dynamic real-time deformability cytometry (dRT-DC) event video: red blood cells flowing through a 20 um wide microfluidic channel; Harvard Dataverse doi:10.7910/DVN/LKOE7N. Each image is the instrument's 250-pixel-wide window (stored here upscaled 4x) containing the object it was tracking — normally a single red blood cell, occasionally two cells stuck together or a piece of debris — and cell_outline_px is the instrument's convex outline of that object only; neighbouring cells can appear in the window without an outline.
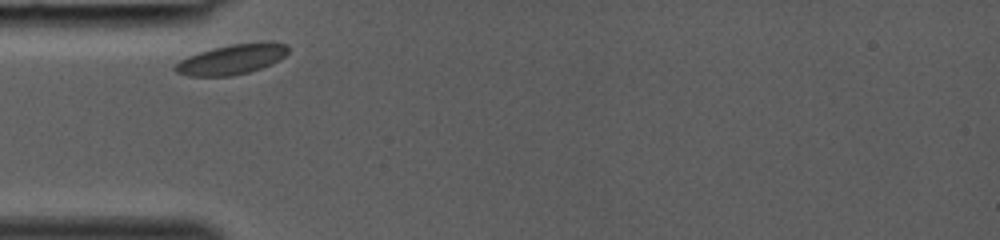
{"species": "common noctule bat (a hibernating species)", "species_latin": "Nyctalus noctula", "temperature_condition": "room temperature", "stored_images_in_passage": 24, "camera_frame_rate_fps": 3000, "um_per_image_px": 0.085, "animal": {"sex": "female", "body_mass_g": 19.0, "forearm_length_mm": 53.3}, "frame": {"image": 1, "passage_image": 1, "time_ms": 0.0, "image_size_px": [1000, 240], "cell_outline_px": [[288, 52], [280, 60], [260, 68], [248, 72], [232, 76], [188, 76], [176, 72], [172, 68], [180, 60], [188, 56], [212, 48], [232, 44], [288, 44]], "centroid_in_image_um": [19.62, 5.08], "position_along_channel_um": 65.4, "area_um2": 19.19}}
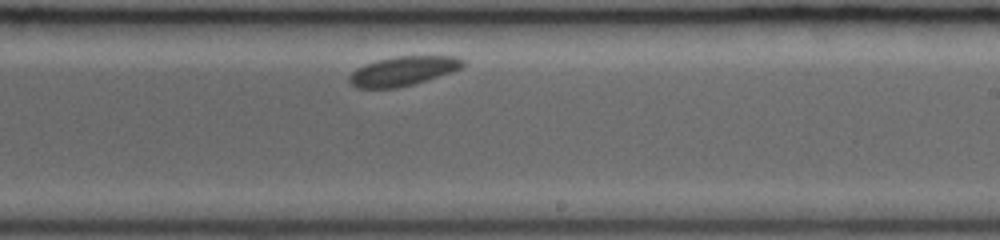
{"frame": {"image": 2, "passage_image": 14, "time_ms": 4.333, "image_size_px": [1000, 240], "cell_outline_px": [[464, 64], [460, 68], [452, 72], [428, 80], [396, 88], [356, 88], [348, 80], [348, 76], [356, 68], [364, 64], [376, 60], [392, 56], [460, 56], [464, 60]], "centroid_in_image_um": [34.25, 6.03], "position_along_channel_um": 254.8, "area_um2": 19.59}}
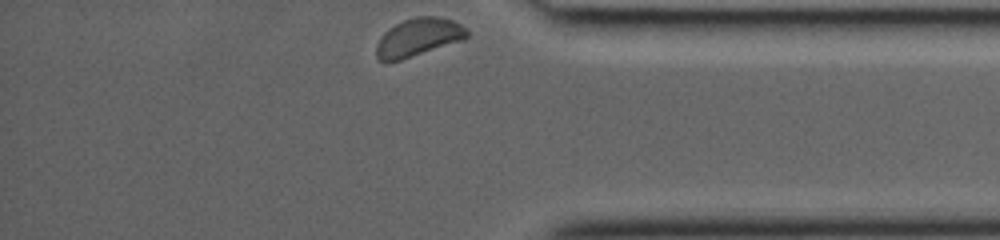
{"frame": {"image": 3, "passage_image": 24, "time_ms": 7.667, "image_size_px": [1000, 240], "cell_outline_px": [[468, 36], [464, 40], [400, 60], [380, 60], [376, 56], [376, 44], [380, 36], [388, 28], [404, 20], [416, 16], [436, 16], [452, 20], [468, 28]], "centroid_in_image_um": [35.58, 3.15], "position_along_channel_um": 399.6, "area_um2": 20.06}}